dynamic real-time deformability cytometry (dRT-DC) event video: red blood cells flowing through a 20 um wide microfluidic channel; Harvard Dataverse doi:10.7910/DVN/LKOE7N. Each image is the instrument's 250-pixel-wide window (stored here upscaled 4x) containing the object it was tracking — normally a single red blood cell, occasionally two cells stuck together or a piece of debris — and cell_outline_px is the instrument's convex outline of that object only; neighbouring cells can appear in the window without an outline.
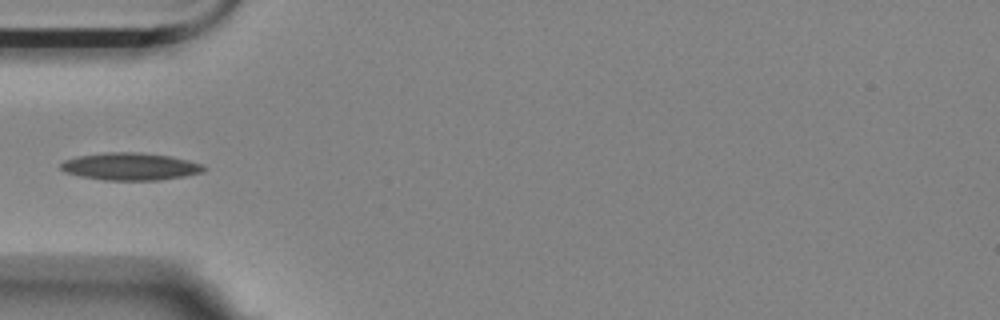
{"species": "Egyptian fruit bat (a non-hibernating species)", "species_latin": "Rousettus aegyptiacus", "temperature_condition": "room temperature", "stored_images_in_passage": 4, "camera_frame_rate_fps": 3000, "um_per_image_px": 0.085, "animal": {"sex": "female"}, "frame": {"image": 1, "passage_image": 4, "time_ms": 4.333, "image_size_px": [1000, 320], "cell_outline_px": [[204, 172], [184, 176], [160, 180], [104, 180], [80, 176], [64, 172], [60, 168], [60, 164], [64, 160], [76, 156], [104, 152], [140, 152], [168, 156], [188, 160], [200, 164], [204, 168]], "centroid_in_image_um": [11.02, 14.15], "position_along_channel_um": 74.0, "area_um2": 22.83}}